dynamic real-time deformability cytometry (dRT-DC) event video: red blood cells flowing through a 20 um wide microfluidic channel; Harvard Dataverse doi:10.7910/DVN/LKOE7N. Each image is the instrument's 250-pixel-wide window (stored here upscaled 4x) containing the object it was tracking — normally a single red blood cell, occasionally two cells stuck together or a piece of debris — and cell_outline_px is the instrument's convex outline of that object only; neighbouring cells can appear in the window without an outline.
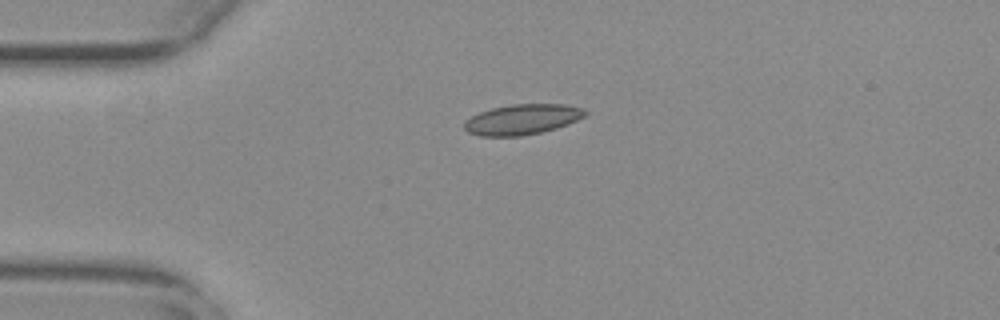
{"species": "common noctule bat (a hibernating species)", "species_latin": "Nyctalus noctula", "temperature_condition": "warm", "stored_images_in_passage": 42, "camera_frame_rate_fps": 3000, "um_per_image_px": 0.085, "animal": {"sex": "female", "body_mass_g": 29.2, "forearm_length_mm": 56.3}, "frame": {"image": 1, "passage_image": 1, "time_ms": 0.0, "image_size_px": [1000, 320], "cell_outline_px": [[588, 112], [584, 116], [576, 120], [556, 128], [540, 132], [520, 136], [480, 136], [468, 132], [464, 128], [464, 120], [480, 112], [492, 108], [512, 104], [564, 104], [584, 108]], "centroid_in_image_um": [44.37, 10.14], "position_along_channel_um": 40.6, "area_um2": 21.27}}
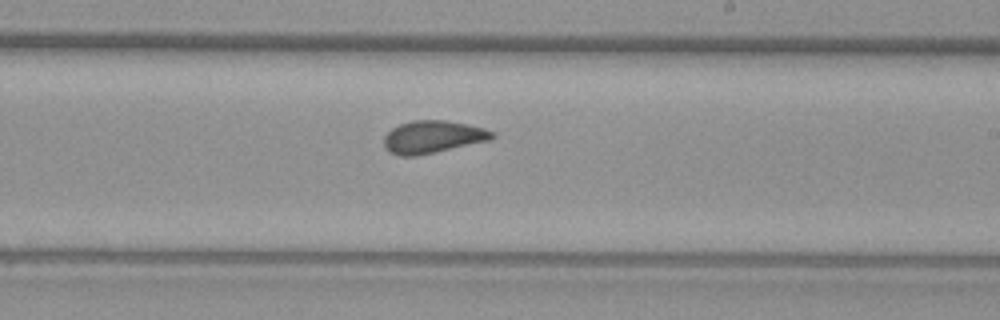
{"frame": {"image": 2, "passage_image": 20, "time_ms": 6.333, "image_size_px": [1000, 320], "cell_outline_px": [[496, 136], [492, 140], [416, 156], [400, 156], [392, 152], [384, 144], [384, 136], [392, 128], [400, 124], [412, 120], [448, 120], [468, 124], [484, 128], [496, 132]], "centroid_in_image_um": [36.85, 11.62], "position_along_channel_um": 252.1, "area_um2": 20.58}}
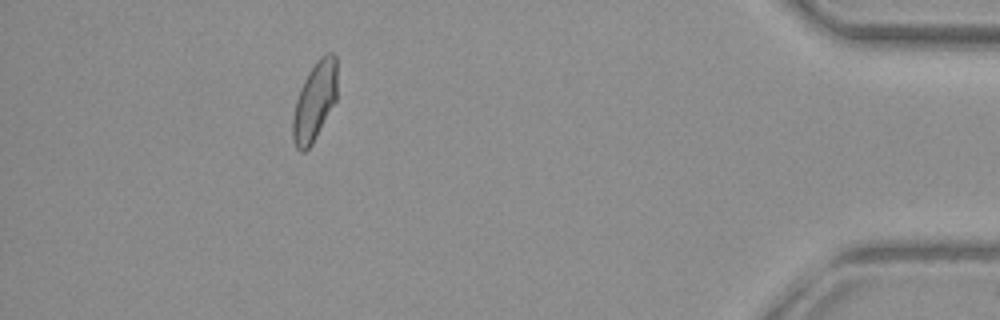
{"frame": {"image": 3, "passage_image": 37, "time_ms": 12.0, "image_size_px": [1000, 320], "cell_outline_px": [[336, 100], [312, 144], [304, 152], [300, 152], [296, 148], [292, 136], [292, 120], [296, 100], [300, 88], [308, 72], [316, 60], [320, 56], [328, 52], [332, 52], [336, 56]], "centroid_in_image_um": [26.73, 8.6], "position_along_channel_um": 408.5, "area_um2": 20.35}, "authors_computed_cell_mechanics": {"area_um2": 20.4901, "velocity_mm_per_s": 3.78, "shape_relaxation_time_tau1_ms": null, "shape_relaxation_time_tau2_ms": 1.7615, "deformation_change_tau1": null, "deformation_change_tau2": 0.0671}}